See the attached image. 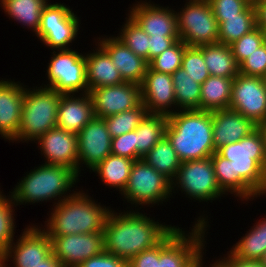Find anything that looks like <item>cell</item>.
<instances>
[{
    "label": "cell",
    "instance_id": "cell-11",
    "mask_svg": "<svg viewBox=\"0 0 266 267\" xmlns=\"http://www.w3.org/2000/svg\"><path fill=\"white\" fill-rule=\"evenodd\" d=\"M177 189L190 200L212 202L221 199L225 193L220 189L211 157L202 160L183 161L172 181V192Z\"/></svg>",
    "mask_w": 266,
    "mask_h": 267
},
{
    "label": "cell",
    "instance_id": "cell-18",
    "mask_svg": "<svg viewBox=\"0 0 266 267\" xmlns=\"http://www.w3.org/2000/svg\"><path fill=\"white\" fill-rule=\"evenodd\" d=\"M48 165H63L78 174V137L76 133L54 127L36 140Z\"/></svg>",
    "mask_w": 266,
    "mask_h": 267
},
{
    "label": "cell",
    "instance_id": "cell-12",
    "mask_svg": "<svg viewBox=\"0 0 266 267\" xmlns=\"http://www.w3.org/2000/svg\"><path fill=\"white\" fill-rule=\"evenodd\" d=\"M80 19L70 6L64 3L48 2L41 13V23L37 38L54 51L67 50L75 41L80 27Z\"/></svg>",
    "mask_w": 266,
    "mask_h": 267
},
{
    "label": "cell",
    "instance_id": "cell-6",
    "mask_svg": "<svg viewBox=\"0 0 266 267\" xmlns=\"http://www.w3.org/2000/svg\"><path fill=\"white\" fill-rule=\"evenodd\" d=\"M24 85V100L20 128L15 142H35L41 135L56 127L60 94L42 86ZM26 87V88H25ZM32 89V90H31Z\"/></svg>",
    "mask_w": 266,
    "mask_h": 267
},
{
    "label": "cell",
    "instance_id": "cell-52",
    "mask_svg": "<svg viewBox=\"0 0 266 267\" xmlns=\"http://www.w3.org/2000/svg\"><path fill=\"white\" fill-rule=\"evenodd\" d=\"M258 129L261 131L263 139H264V145H265V150H266V121L260 123L258 125Z\"/></svg>",
    "mask_w": 266,
    "mask_h": 267
},
{
    "label": "cell",
    "instance_id": "cell-32",
    "mask_svg": "<svg viewBox=\"0 0 266 267\" xmlns=\"http://www.w3.org/2000/svg\"><path fill=\"white\" fill-rule=\"evenodd\" d=\"M142 159L171 182L182 163L166 137L155 144Z\"/></svg>",
    "mask_w": 266,
    "mask_h": 267
},
{
    "label": "cell",
    "instance_id": "cell-16",
    "mask_svg": "<svg viewBox=\"0 0 266 267\" xmlns=\"http://www.w3.org/2000/svg\"><path fill=\"white\" fill-rule=\"evenodd\" d=\"M89 94L97 118L133 109L142 102L141 85L132 82L95 88L90 90Z\"/></svg>",
    "mask_w": 266,
    "mask_h": 267
},
{
    "label": "cell",
    "instance_id": "cell-26",
    "mask_svg": "<svg viewBox=\"0 0 266 267\" xmlns=\"http://www.w3.org/2000/svg\"><path fill=\"white\" fill-rule=\"evenodd\" d=\"M205 64L211 76L235 78L240 73L231 46L222 43L202 45Z\"/></svg>",
    "mask_w": 266,
    "mask_h": 267
},
{
    "label": "cell",
    "instance_id": "cell-9",
    "mask_svg": "<svg viewBox=\"0 0 266 267\" xmlns=\"http://www.w3.org/2000/svg\"><path fill=\"white\" fill-rule=\"evenodd\" d=\"M176 12L179 39L187 46L218 42L219 25L208 0H186Z\"/></svg>",
    "mask_w": 266,
    "mask_h": 267
},
{
    "label": "cell",
    "instance_id": "cell-48",
    "mask_svg": "<svg viewBox=\"0 0 266 267\" xmlns=\"http://www.w3.org/2000/svg\"><path fill=\"white\" fill-rule=\"evenodd\" d=\"M221 259V260H220ZM222 267H264L260 260H243L233 256L229 251L223 258L216 260Z\"/></svg>",
    "mask_w": 266,
    "mask_h": 267
},
{
    "label": "cell",
    "instance_id": "cell-44",
    "mask_svg": "<svg viewBox=\"0 0 266 267\" xmlns=\"http://www.w3.org/2000/svg\"><path fill=\"white\" fill-rule=\"evenodd\" d=\"M111 153L136 160L135 130L112 138Z\"/></svg>",
    "mask_w": 266,
    "mask_h": 267
},
{
    "label": "cell",
    "instance_id": "cell-30",
    "mask_svg": "<svg viewBox=\"0 0 266 267\" xmlns=\"http://www.w3.org/2000/svg\"><path fill=\"white\" fill-rule=\"evenodd\" d=\"M135 160L108 155L102 162H100L92 171L98 174L101 182L110 188H116L121 194L129 180L131 167Z\"/></svg>",
    "mask_w": 266,
    "mask_h": 267
},
{
    "label": "cell",
    "instance_id": "cell-35",
    "mask_svg": "<svg viewBox=\"0 0 266 267\" xmlns=\"http://www.w3.org/2000/svg\"><path fill=\"white\" fill-rule=\"evenodd\" d=\"M127 16L126 23L120 29L117 38L137 56L144 58L149 63V35L129 14Z\"/></svg>",
    "mask_w": 266,
    "mask_h": 267
},
{
    "label": "cell",
    "instance_id": "cell-17",
    "mask_svg": "<svg viewBox=\"0 0 266 267\" xmlns=\"http://www.w3.org/2000/svg\"><path fill=\"white\" fill-rule=\"evenodd\" d=\"M5 251L14 267H36L52 252V242L38 225H29Z\"/></svg>",
    "mask_w": 266,
    "mask_h": 267
},
{
    "label": "cell",
    "instance_id": "cell-10",
    "mask_svg": "<svg viewBox=\"0 0 266 267\" xmlns=\"http://www.w3.org/2000/svg\"><path fill=\"white\" fill-rule=\"evenodd\" d=\"M52 53L47 66L48 84L59 94L89 93L86 78L85 54L73 49L57 50Z\"/></svg>",
    "mask_w": 266,
    "mask_h": 267
},
{
    "label": "cell",
    "instance_id": "cell-54",
    "mask_svg": "<svg viewBox=\"0 0 266 267\" xmlns=\"http://www.w3.org/2000/svg\"><path fill=\"white\" fill-rule=\"evenodd\" d=\"M260 261L262 262L264 267H266V252L263 254V256L261 257Z\"/></svg>",
    "mask_w": 266,
    "mask_h": 267
},
{
    "label": "cell",
    "instance_id": "cell-22",
    "mask_svg": "<svg viewBox=\"0 0 266 267\" xmlns=\"http://www.w3.org/2000/svg\"><path fill=\"white\" fill-rule=\"evenodd\" d=\"M95 43L109 55L125 82L142 84L149 67L147 60L137 56L116 36L98 37Z\"/></svg>",
    "mask_w": 266,
    "mask_h": 267
},
{
    "label": "cell",
    "instance_id": "cell-25",
    "mask_svg": "<svg viewBox=\"0 0 266 267\" xmlns=\"http://www.w3.org/2000/svg\"><path fill=\"white\" fill-rule=\"evenodd\" d=\"M85 53L88 90L125 82L109 55L99 46Z\"/></svg>",
    "mask_w": 266,
    "mask_h": 267
},
{
    "label": "cell",
    "instance_id": "cell-55",
    "mask_svg": "<svg viewBox=\"0 0 266 267\" xmlns=\"http://www.w3.org/2000/svg\"><path fill=\"white\" fill-rule=\"evenodd\" d=\"M209 265H210L209 267H222L216 260L213 264H209ZM204 267H206V265Z\"/></svg>",
    "mask_w": 266,
    "mask_h": 267
},
{
    "label": "cell",
    "instance_id": "cell-23",
    "mask_svg": "<svg viewBox=\"0 0 266 267\" xmlns=\"http://www.w3.org/2000/svg\"><path fill=\"white\" fill-rule=\"evenodd\" d=\"M212 126L215 151L240 141L258 128L252 120L230 108L212 111Z\"/></svg>",
    "mask_w": 266,
    "mask_h": 267
},
{
    "label": "cell",
    "instance_id": "cell-7",
    "mask_svg": "<svg viewBox=\"0 0 266 267\" xmlns=\"http://www.w3.org/2000/svg\"><path fill=\"white\" fill-rule=\"evenodd\" d=\"M193 224L190 232L176 226L158 244V267H194L201 260L210 227L208 216H199Z\"/></svg>",
    "mask_w": 266,
    "mask_h": 267
},
{
    "label": "cell",
    "instance_id": "cell-28",
    "mask_svg": "<svg viewBox=\"0 0 266 267\" xmlns=\"http://www.w3.org/2000/svg\"><path fill=\"white\" fill-rule=\"evenodd\" d=\"M49 0H0V7L9 19L21 23L35 35L41 23V13Z\"/></svg>",
    "mask_w": 266,
    "mask_h": 267
},
{
    "label": "cell",
    "instance_id": "cell-47",
    "mask_svg": "<svg viewBox=\"0 0 266 267\" xmlns=\"http://www.w3.org/2000/svg\"><path fill=\"white\" fill-rule=\"evenodd\" d=\"M178 40H180L179 36L149 37V62L172 47Z\"/></svg>",
    "mask_w": 266,
    "mask_h": 267
},
{
    "label": "cell",
    "instance_id": "cell-42",
    "mask_svg": "<svg viewBox=\"0 0 266 267\" xmlns=\"http://www.w3.org/2000/svg\"><path fill=\"white\" fill-rule=\"evenodd\" d=\"M218 24L226 18L238 17L249 4L245 0H208Z\"/></svg>",
    "mask_w": 266,
    "mask_h": 267
},
{
    "label": "cell",
    "instance_id": "cell-3",
    "mask_svg": "<svg viewBox=\"0 0 266 267\" xmlns=\"http://www.w3.org/2000/svg\"><path fill=\"white\" fill-rule=\"evenodd\" d=\"M165 137L182 162L211 157L216 152L212 112L179 110L168 115Z\"/></svg>",
    "mask_w": 266,
    "mask_h": 267
},
{
    "label": "cell",
    "instance_id": "cell-24",
    "mask_svg": "<svg viewBox=\"0 0 266 267\" xmlns=\"http://www.w3.org/2000/svg\"><path fill=\"white\" fill-rule=\"evenodd\" d=\"M94 117L93 103L89 93L60 94L57 127L77 134Z\"/></svg>",
    "mask_w": 266,
    "mask_h": 267
},
{
    "label": "cell",
    "instance_id": "cell-45",
    "mask_svg": "<svg viewBox=\"0 0 266 267\" xmlns=\"http://www.w3.org/2000/svg\"><path fill=\"white\" fill-rule=\"evenodd\" d=\"M77 267H127V261L103 251L101 254L85 260Z\"/></svg>",
    "mask_w": 266,
    "mask_h": 267
},
{
    "label": "cell",
    "instance_id": "cell-21",
    "mask_svg": "<svg viewBox=\"0 0 266 267\" xmlns=\"http://www.w3.org/2000/svg\"><path fill=\"white\" fill-rule=\"evenodd\" d=\"M24 100V84L0 80V135L13 142L18 135Z\"/></svg>",
    "mask_w": 266,
    "mask_h": 267
},
{
    "label": "cell",
    "instance_id": "cell-27",
    "mask_svg": "<svg viewBox=\"0 0 266 267\" xmlns=\"http://www.w3.org/2000/svg\"><path fill=\"white\" fill-rule=\"evenodd\" d=\"M168 116L147 114L135 129L136 160L142 159L151 148L165 137Z\"/></svg>",
    "mask_w": 266,
    "mask_h": 267
},
{
    "label": "cell",
    "instance_id": "cell-1",
    "mask_svg": "<svg viewBox=\"0 0 266 267\" xmlns=\"http://www.w3.org/2000/svg\"><path fill=\"white\" fill-rule=\"evenodd\" d=\"M111 210L104 229V251L127 262L144 250L159 244L176 226L161 224L146 213L130 209Z\"/></svg>",
    "mask_w": 266,
    "mask_h": 267
},
{
    "label": "cell",
    "instance_id": "cell-50",
    "mask_svg": "<svg viewBox=\"0 0 266 267\" xmlns=\"http://www.w3.org/2000/svg\"><path fill=\"white\" fill-rule=\"evenodd\" d=\"M36 267H63L62 263L55 257L54 253L51 252L46 258L42 260V263Z\"/></svg>",
    "mask_w": 266,
    "mask_h": 267
},
{
    "label": "cell",
    "instance_id": "cell-31",
    "mask_svg": "<svg viewBox=\"0 0 266 267\" xmlns=\"http://www.w3.org/2000/svg\"><path fill=\"white\" fill-rule=\"evenodd\" d=\"M230 249L229 252L237 258L260 260L266 252V217L258 220Z\"/></svg>",
    "mask_w": 266,
    "mask_h": 267
},
{
    "label": "cell",
    "instance_id": "cell-51",
    "mask_svg": "<svg viewBox=\"0 0 266 267\" xmlns=\"http://www.w3.org/2000/svg\"><path fill=\"white\" fill-rule=\"evenodd\" d=\"M0 267H10L8 266L7 254L2 250H0Z\"/></svg>",
    "mask_w": 266,
    "mask_h": 267
},
{
    "label": "cell",
    "instance_id": "cell-19",
    "mask_svg": "<svg viewBox=\"0 0 266 267\" xmlns=\"http://www.w3.org/2000/svg\"><path fill=\"white\" fill-rule=\"evenodd\" d=\"M141 101L148 114L168 116L175 113L177 107L172 76L148 67L141 84Z\"/></svg>",
    "mask_w": 266,
    "mask_h": 267
},
{
    "label": "cell",
    "instance_id": "cell-20",
    "mask_svg": "<svg viewBox=\"0 0 266 267\" xmlns=\"http://www.w3.org/2000/svg\"><path fill=\"white\" fill-rule=\"evenodd\" d=\"M133 4L128 14L140 25L149 37L179 36L176 11L169 6L154 4L149 0ZM153 3V4H152Z\"/></svg>",
    "mask_w": 266,
    "mask_h": 267
},
{
    "label": "cell",
    "instance_id": "cell-29",
    "mask_svg": "<svg viewBox=\"0 0 266 267\" xmlns=\"http://www.w3.org/2000/svg\"><path fill=\"white\" fill-rule=\"evenodd\" d=\"M233 78L209 76L201 84L200 110L215 111L229 108Z\"/></svg>",
    "mask_w": 266,
    "mask_h": 267
},
{
    "label": "cell",
    "instance_id": "cell-56",
    "mask_svg": "<svg viewBox=\"0 0 266 267\" xmlns=\"http://www.w3.org/2000/svg\"><path fill=\"white\" fill-rule=\"evenodd\" d=\"M203 259H204V258L202 257L201 260H200L194 267H203V265H204V264H203V263H204V262H203Z\"/></svg>",
    "mask_w": 266,
    "mask_h": 267
},
{
    "label": "cell",
    "instance_id": "cell-33",
    "mask_svg": "<svg viewBox=\"0 0 266 267\" xmlns=\"http://www.w3.org/2000/svg\"><path fill=\"white\" fill-rule=\"evenodd\" d=\"M218 25V42L230 46L257 27L255 6L249 5L238 17L226 18Z\"/></svg>",
    "mask_w": 266,
    "mask_h": 267
},
{
    "label": "cell",
    "instance_id": "cell-57",
    "mask_svg": "<svg viewBox=\"0 0 266 267\" xmlns=\"http://www.w3.org/2000/svg\"><path fill=\"white\" fill-rule=\"evenodd\" d=\"M262 79H263L264 85L266 87V74L262 77Z\"/></svg>",
    "mask_w": 266,
    "mask_h": 267
},
{
    "label": "cell",
    "instance_id": "cell-38",
    "mask_svg": "<svg viewBox=\"0 0 266 267\" xmlns=\"http://www.w3.org/2000/svg\"><path fill=\"white\" fill-rule=\"evenodd\" d=\"M186 47L187 45L183 41L178 40L172 47L153 58L148 63L149 68L153 71L172 75L181 67Z\"/></svg>",
    "mask_w": 266,
    "mask_h": 267
},
{
    "label": "cell",
    "instance_id": "cell-15",
    "mask_svg": "<svg viewBox=\"0 0 266 267\" xmlns=\"http://www.w3.org/2000/svg\"><path fill=\"white\" fill-rule=\"evenodd\" d=\"M77 137L78 175L83 164L92 172L91 170L112 154V137L103 118L94 117L77 133Z\"/></svg>",
    "mask_w": 266,
    "mask_h": 267
},
{
    "label": "cell",
    "instance_id": "cell-4",
    "mask_svg": "<svg viewBox=\"0 0 266 267\" xmlns=\"http://www.w3.org/2000/svg\"><path fill=\"white\" fill-rule=\"evenodd\" d=\"M97 202L87 192L76 191L52 207L42 229L48 236L103 232L112 209Z\"/></svg>",
    "mask_w": 266,
    "mask_h": 267
},
{
    "label": "cell",
    "instance_id": "cell-36",
    "mask_svg": "<svg viewBox=\"0 0 266 267\" xmlns=\"http://www.w3.org/2000/svg\"><path fill=\"white\" fill-rule=\"evenodd\" d=\"M147 114V109L141 102L133 109L110 115L103 119L111 137L115 138L124 133L134 131Z\"/></svg>",
    "mask_w": 266,
    "mask_h": 267
},
{
    "label": "cell",
    "instance_id": "cell-39",
    "mask_svg": "<svg viewBox=\"0 0 266 267\" xmlns=\"http://www.w3.org/2000/svg\"><path fill=\"white\" fill-rule=\"evenodd\" d=\"M181 68L197 83L203 84L208 79L210 74L204 61L202 45L186 47L182 57Z\"/></svg>",
    "mask_w": 266,
    "mask_h": 267
},
{
    "label": "cell",
    "instance_id": "cell-2",
    "mask_svg": "<svg viewBox=\"0 0 266 267\" xmlns=\"http://www.w3.org/2000/svg\"><path fill=\"white\" fill-rule=\"evenodd\" d=\"M232 161L235 195L241 201L266 196V150L261 131L257 128L238 142L229 143L216 151Z\"/></svg>",
    "mask_w": 266,
    "mask_h": 267
},
{
    "label": "cell",
    "instance_id": "cell-8",
    "mask_svg": "<svg viewBox=\"0 0 266 267\" xmlns=\"http://www.w3.org/2000/svg\"><path fill=\"white\" fill-rule=\"evenodd\" d=\"M132 206H155L170 200L172 182L143 159L135 160L130 171L126 188L121 193Z\"/></svg>",
    "mask_w": 266,
    "mask_h": 267
},
{
    "label": "cell",
    "instance_id": "cell-53",
    "mask_svg": "<svg viewBox=\"0 0 266 267\" xmlns=\"http://www.w3.org/2000/svg\"><path fill=\"white\" fill-rule=\"evenodd\" d=\"M249 5H256L258 2H259V0H245Z\"/></svg>",
    "mask_w": 266,
    "mask_h": 267
},
{
    "label": "cell",
    "instance_id": "cell-13",
    "mask_svg": "<svg viewBox=\"0 0 266 267\" xmlns=\"http://www.w3.org/2000/svg\"><path fill=\"white\" fill-rule=\"evenodd\" d=\"M229 108L256 125L266 121V87L263 79L239 73L233 79Z\"/></svg>",
    "mask_w": 266,
    "mask_h": 267
},
{
    "label": "cell",
    "instance_id": "cell-14",
    "mask_svg": "<svg viewBox=\"0 0 266 267\" xmlns=\"http://www.w3.org/2000/svg\"><path fill=\"white\" fill-rule=\"evenodd\" d=\"M49 237L52 242V252L63 267H77L104 251L103 232Z\"/></svg>",
    "mask_w": 266,
    "mask_h": 267
},
{
    "label": "cell",
    "instance_id": "cell-43",
    "mask_svg": "<svg viewBox=\"0 0 266 267\" xmlns=\"http://www.w3.org/2000/svg\"><path fill=\"white\" fill-rule=\"evenodd\" d=\"M240 73L260 78L266 74V42L240 64Z\"/></svg>",
    "mask_w": 266,
    "mask_h": 267
},
{
    "label": "cell",
    "instance_id": "cell-34",
    "mask_svg": "<svg viewBox=\"0 0 266 267\" xmlns=\"http://www.w3.org/2000/svg\"><path fill=\"white\" fill-rule=\"evenodd\" d=\"M177 111L200 110L201 84L181 67L172 75Z\"/></svg>",
    "mask_w": 266,
    "mask_h": 267
},
{
    "label": "cell",
    "instance_id": "cell-58",
    "mask_svg": "<svg viewBox=\"0 0 266 267\" xmlns=\"http://www.w3.org/2000/svg\"><path fill=\"white\" fill-rule=\"evenodd\" d=\"M258 3H266V0H259Z\"/></svg>",
    "mask_w": 266,
    "mask_h": 267
},
{
    "label": "cell",
    "instance_id": "cell-41",
    "mask_svg": "<svg viewBox=\"0 0 266 267\" xmlns=\"http://www.w3.org/2000/svg\"><path fill=\"white\" fill-rule=\"evenodd\" d=\"M214 166V172L220 189L227 195L228 193L235 196V176L232 161L225 159L215 152L211 156Z\"/></svg>",
    "mask_w": 266,
    "mask_h": 267
},
{
    "label": "cell",
    "instance_id": "cell-49",
    "mask_svg": "<svg viewBox=\"0 0 266 267\" xmlns=\"http://www.w3.org/2000/svg\"><path fill=\"white\" fill-rule=\"evenodd\" d=\"M255 9L257 27L266 33V3H257Z\"/></svg>",
    "mask_w": 266,
    "mask_h": 267
},
{
    "label": "cell",
    "instance_id": "cell-40",
    "mask_svg": "<svg viewBox=\"0 0 266 267\" xmlns=\"http://www.w3.org/2000/svg\"><path fill=\"white\" fill-rule=\"evenodd\" d=\"M265 42L266 33L260 28L256 27L232 43L230 46L236 61L240 65Z\"/></svg>",
    "mask_w": 266,
    "mask_h": 267
},
{
    "label": "cell",
    "instance_id": "cell-46",
    "mask_svg": "<svg viewBox=\"0 0 266 267\" xmlns=\"http://www.w3.org/2000/svg\"><path fill=\"white\" fill-rule=\"evenodd\" d=\"M127 267H158V244L133 256Z\"/></svg>",
    "mask_w": 266,
    "mask_h": 267
},
{
    "label": "cell",
    "instance_id": "cell-5",
    "mask_svg": "<svg viewBox=\"0 0 266 267\" xmlns=\"http://www.w3.org/2000/svg\"><path fill=\"white\" fill-rule=\"evenodd\" d=\"M78 177L80 176L69 167L42 164L31 169L9 193L16 206L49 202L52 199L55 201L54 206L76 192L72 190L71 193V189L80 181Z\"/></svg>",
    "mask_w": 266,
    "mask_h": 267
},
{
    "label": "cell",
    "instance_id": "cell-37",
    "mask_svg": "<svg viewBox=\"0 0 266 267\" xmlns=\"http://www.w3.org/2000/svg\"><path fill=\"white\" fill-rule=\"evenodd\" d=\"M11 194L4 195L0 192V250L6 251L14 242L15 230V208Z\"/></svg>",
    "mask_w": 266,
    "mask_h": 267
}]
</instances>
